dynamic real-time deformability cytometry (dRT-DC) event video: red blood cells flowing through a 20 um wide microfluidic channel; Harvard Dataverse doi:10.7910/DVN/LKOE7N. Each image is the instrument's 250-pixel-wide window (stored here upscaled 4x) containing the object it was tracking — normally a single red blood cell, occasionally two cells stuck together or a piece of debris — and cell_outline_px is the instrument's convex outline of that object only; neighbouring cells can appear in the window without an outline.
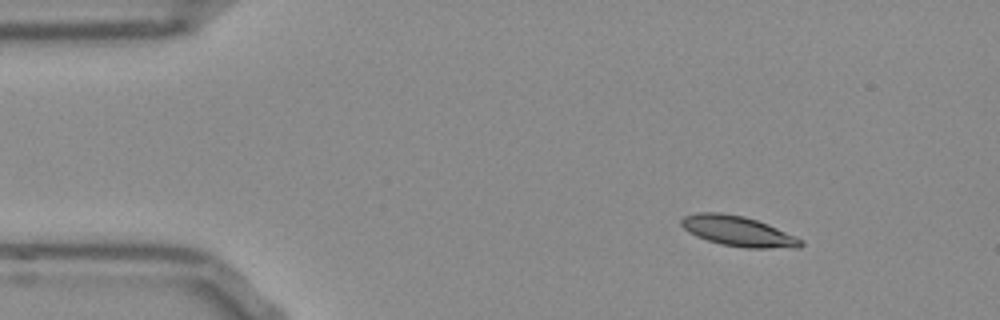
{"species": "Egyptian fruit bat (a non-hibernating species)", "species_latin": "Rousettus aegyptiacus", "temperature_condition": "room temperature", "stored_images_in_passage": 47, "camera_frame_rate_fps": 3000, "um_per_image_px": 0.085, "frame": {"image": 1, "passage_image": 1, "time_ms": 0.0, "image_size_px": [1000, 320], "cell_outline_px": [[804, 244], [800, 248], [748, 248], [724, 244], [708, 240], [696, 236], [688, 232], [680, 224], [680, 220], [684, 216], [696, 212], [720, 212], [744, 216], [768, 224], [796, 236], [804, 240]], "centroid_in_image_um": [62.76, 19.64], "position_along_channel_um": 22.2, "area_um2": 21.1}}
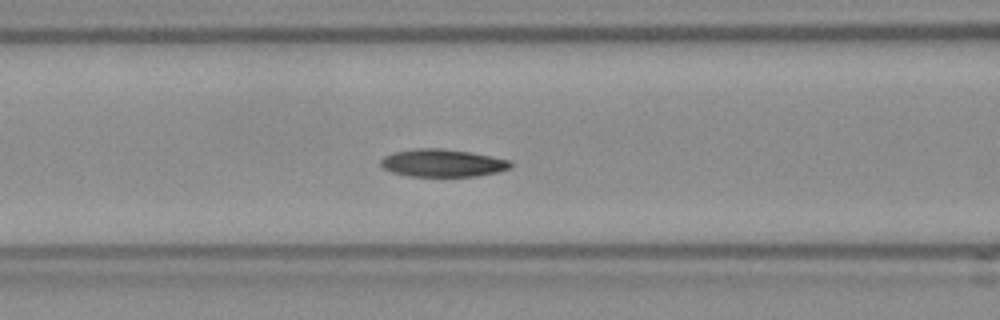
{"frame": {"image": 2, "passage_image": 15, "time_ms": 4.667, "image_size_px": [1000, 320], "cell_outline_px": [[512, 168], [496, 172], [476, 176], [408, 176], [392, 172], [384, 168], [380, 164], [380, 160], [384, 156], [392, 152], [416, 148], [440, 148], [472, 152], [512, 160]], "centroid_in_image_um": [37.63, 13.84], "position_along_channel_um": 129.0, "area_um2": 21.1}}
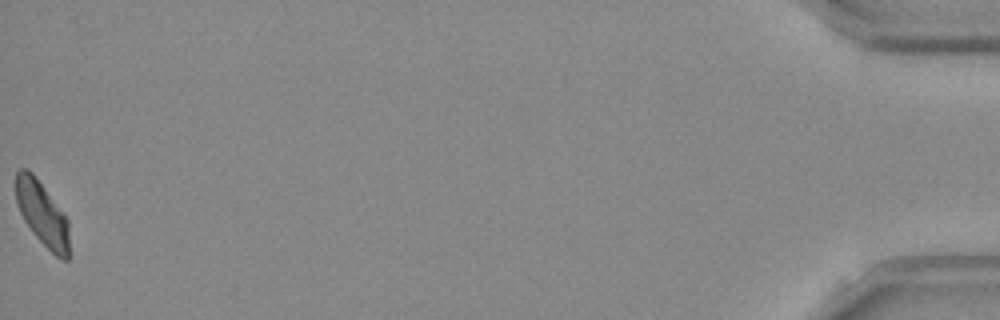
{"frame": {"image": 3, "passage_image": 47, "time_ms": 15.333, "image_size_px": [1000, 320], "cell_outline_px": [[68, 260], [60, 260], [32, 232], [24, 220], [16, 204], [16, 172], [20, 168], [28, 168], [32, 172], [68, 220]], "centroid_in_image_um": [3.56, 18.16], "position_along_channel_um": 431.6, "area_um2": 19.59}, "authors_computed_cell_mechanics": {"area_um2": 20.808, "velocity_mm_per_s": 3.8281, "shape_relaxation_time_tau1_ms": 7.8919, "shape_relaxation_time_tau2_ms": 4.4127, "deformation_change_tau1": 0.1585, "deformation_change_tau2": 0.0951}}